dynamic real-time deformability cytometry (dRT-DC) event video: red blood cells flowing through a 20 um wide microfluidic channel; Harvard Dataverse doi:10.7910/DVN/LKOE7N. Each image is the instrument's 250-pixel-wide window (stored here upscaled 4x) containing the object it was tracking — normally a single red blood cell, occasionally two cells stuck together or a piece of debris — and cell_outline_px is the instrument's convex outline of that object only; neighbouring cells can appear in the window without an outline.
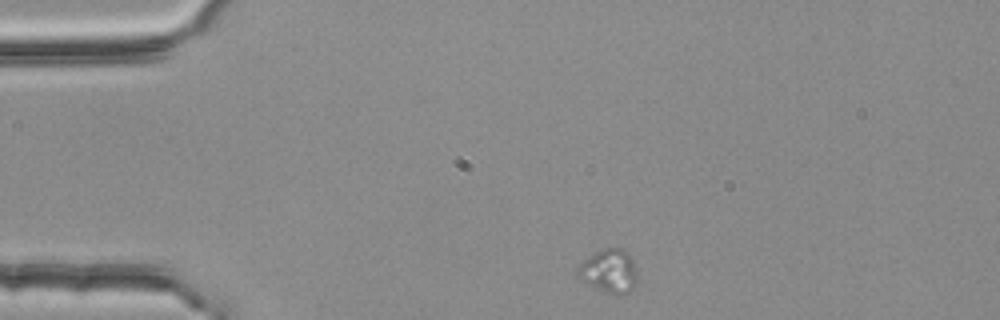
{"species": "common noctule bat (a hibernating species)", "species_latin": "Nyctalus noctula", "temperature_condition": "room temperature", "stored_images_in_passage": 2, "camera_frame_rate_fps": 3000, "um_per_image_px": 0.085, "animal": {"sex": "female", "body_mass_g": 25.1}, "frame": {"image": 1, "passage_image": 1, "time_ms": 0.0, "image_size_px": [1000, 320], "cell_outline_px": [[636, 284], [624, 296], [616, 296], [604, 292], [580, 280], [576, 276], [576, 268], [584, 260], [596, 252], [604, 248], [624, 248], [632, 256], [636, 272]], "centroid_in_image_um": [51.77, 23.06], "position_along_channel_um": 33.2, "area_um2": 15.43}}